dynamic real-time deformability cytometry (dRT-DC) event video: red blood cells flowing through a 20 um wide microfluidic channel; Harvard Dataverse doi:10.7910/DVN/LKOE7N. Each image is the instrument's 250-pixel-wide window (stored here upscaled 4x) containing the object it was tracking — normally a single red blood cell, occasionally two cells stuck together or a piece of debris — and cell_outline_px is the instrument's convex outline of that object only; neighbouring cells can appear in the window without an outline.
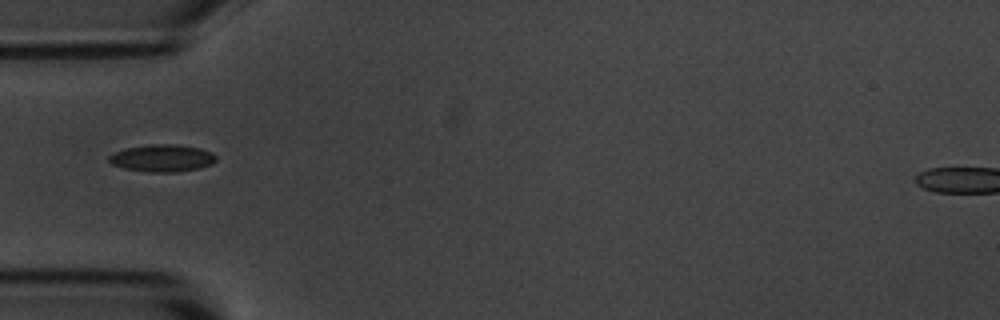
{"species": "common noctule bat (a hibernating species)", "species_latin": "Nyctalus noctula", "temperature_condition": "room temperature", "stored_images_in_passage": 7, "camera_frame_rate_fps": 3000, "um_per_image_px": 0.085, "animal": {"sex": "male", "body_mass_g": 20.1, "forearm_length_mm": 53.5}, "frame": {"image": 1, "passage_image": 3, "time_ms": 2.333, "image_size_px": [1000, 320], "cell_outline_px": [[216, 160], [212, 164], [200, 168], [176, 172], [148, 172], [124, 168], [112, 164], [108, 160], [108, 156], [124, 148], [148, 144], [176, 144], [200, 148], [212, 152], [216, 156]], "centroid_in_image_um": [13.8, 13.43], "position_along_channel_um": 71.2, "area_um2": 17.11}}
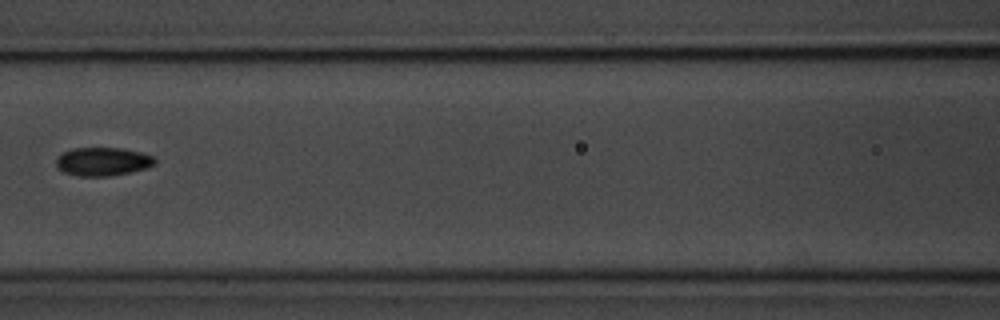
{"frame": {"image": 2, "passage_image": 5, "time_ms": 4.667, "image_size_px": [1000, 320], "cell_outline_px": [[156, 164], [148, 168], [108, 176], [80, 176], [64, 172], [56, 168], [56, 160], [60, 152], [72, 148], [124, 148], [140, 152], [152, 156], [156, 160]], "centroid_in_image_um": [8.71, 13.72], "position_along_channel_um": 157.9, "area_um2": 16.47}}